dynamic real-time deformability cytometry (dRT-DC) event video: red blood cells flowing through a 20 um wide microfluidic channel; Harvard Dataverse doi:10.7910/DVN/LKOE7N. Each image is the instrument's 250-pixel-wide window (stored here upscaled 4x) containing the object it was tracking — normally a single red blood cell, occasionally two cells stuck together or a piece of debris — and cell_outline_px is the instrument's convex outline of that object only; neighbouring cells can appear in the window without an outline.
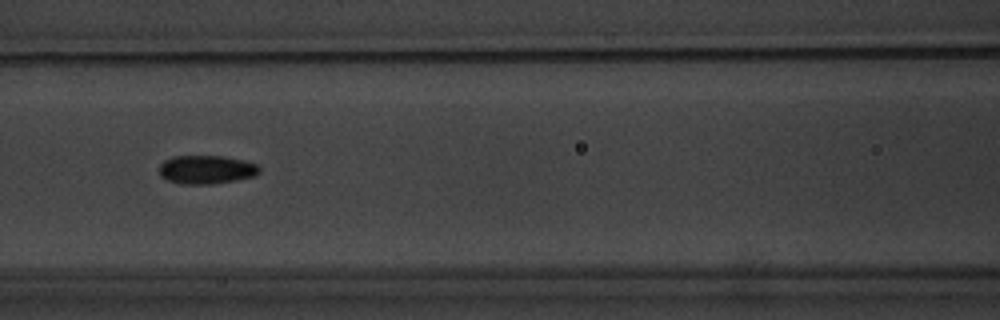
{"species": "common noctule bat (a hibernating species)", "species_latin": "Nyctalus noctula", "temperature_condition": "warm", "stored_images_in_passage": 6, "camera_frame_rate_fps": 3000, "um_per_image_px": 0.085, "animal": {"sex": "male", "body_mass_g": 20.1, "forearm_length_mm": 53.5}, "frame": {"image": 1, "passage_image": 3, "time_ms": 2.333, "image_size_px": [1000, 320], "cell_outline_px": [[260, 172], [256, 176], [236, 180], [212, 184], [180, 184], [168, 180], [160, 176], [160, 164], [164, 160], [172, 156], [224, 156], [244, 160], [256, 164], [260, 168]], "centroid_in_image_um": [17.55, 14.41], "position_along_channel_um": 149.0, "area_um2": 16.82}}
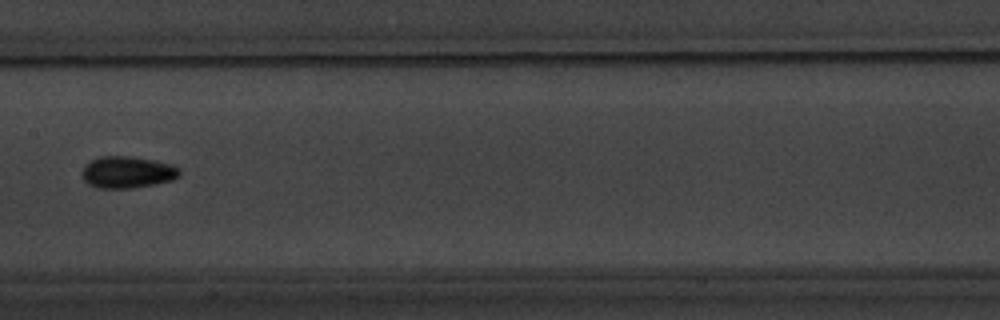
{"frame": {"image": 2, "passage_image": 4, "time_ms": 3.667, "image_size_px": [1000, 320], "cell_outline_px": [[180, 176], [172, 180], [156, 184], [132, 188], [96, 188], [88, 184], [84, 180], [80, 172], [92, 160], [100, 156], [132, 156], [172, 164], [180, 168]], "centroid_in_image_um": [10.84, 14.64], "position_along_channel_um": 196.6, "area_um2": 18.15}}